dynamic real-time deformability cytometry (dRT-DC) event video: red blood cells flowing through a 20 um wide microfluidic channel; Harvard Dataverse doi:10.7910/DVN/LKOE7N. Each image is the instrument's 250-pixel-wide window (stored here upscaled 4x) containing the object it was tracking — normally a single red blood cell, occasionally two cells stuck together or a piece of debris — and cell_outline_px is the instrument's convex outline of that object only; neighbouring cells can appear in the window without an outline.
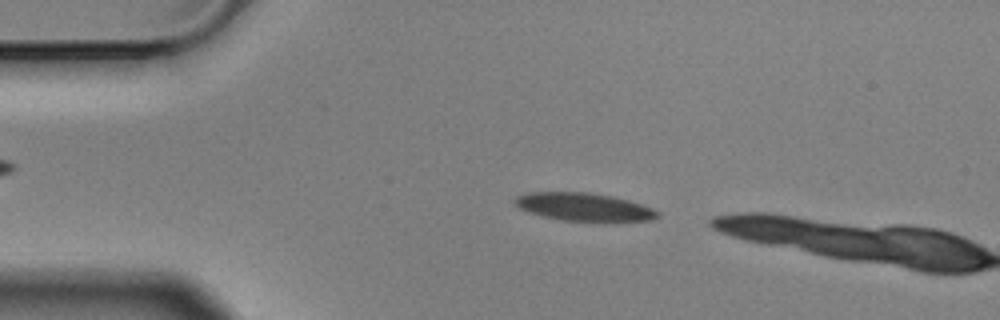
{"species": "Egyptian fruit bat (a non-hibernating species)", "species_latin": "Rousettus aegyptiacus", "temperature_condition": "cold", "stored_images_in_passage": 7, "camera_frame_rate_fps": 3000, "um_per_image_px": 0.085, "animal": {"sex": "male"}, "frame": {"image": 1, "passage_image": 6, "time_ms": 1.667, "image_size_px": [1000, 320], "cell_outline_px": [[652, 216], [616, 220], [600, 220], [560, 216], [528, 208], [520, 204], [520, 200], [528, 196], [592, 196], [632, 204], [644, 208], [652, 212]], "centroid_in_image_um": [49.74, 17.64], "position_along_channel_um": 35.3, "area_um2": 16.18}}